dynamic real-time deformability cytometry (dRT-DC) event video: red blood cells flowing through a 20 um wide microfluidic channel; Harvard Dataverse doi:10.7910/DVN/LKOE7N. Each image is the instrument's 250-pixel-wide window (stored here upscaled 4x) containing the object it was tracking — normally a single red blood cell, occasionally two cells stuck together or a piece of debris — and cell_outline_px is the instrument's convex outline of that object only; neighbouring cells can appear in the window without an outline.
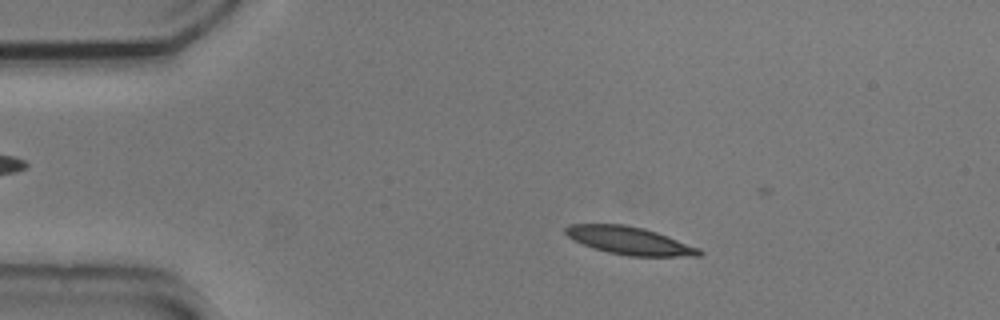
{"species": "common noctule bat (a hibernating species)", "species_latin": "Nyctalus noctula", "temperature_condition": "cold", "stored_images_in_passage": 18, "camera_frame_rate_fps": 3000, "um_per_image_px": 0.085, "animal": {"sex": "male", "body_mass_g": 20.5, "forearm_length_mm": 52.5}, "frame": {"image": 1, "passage_image": 10, "time_ms": 3.0, "image_size_px": [1000, 320], "cell_outline_px": [[704, 252], [700, 256], [628, 256], [608, 252], [584, 244], [568, 236], [564, 232], [564, 228], [568, 224], [624, 224], [644, 228], [656, 232], [700, 248]], "centroid_in_image_um": [53.53, 20.45], "position_along_channel_um": 31.5, "area_um2": 21.44}}